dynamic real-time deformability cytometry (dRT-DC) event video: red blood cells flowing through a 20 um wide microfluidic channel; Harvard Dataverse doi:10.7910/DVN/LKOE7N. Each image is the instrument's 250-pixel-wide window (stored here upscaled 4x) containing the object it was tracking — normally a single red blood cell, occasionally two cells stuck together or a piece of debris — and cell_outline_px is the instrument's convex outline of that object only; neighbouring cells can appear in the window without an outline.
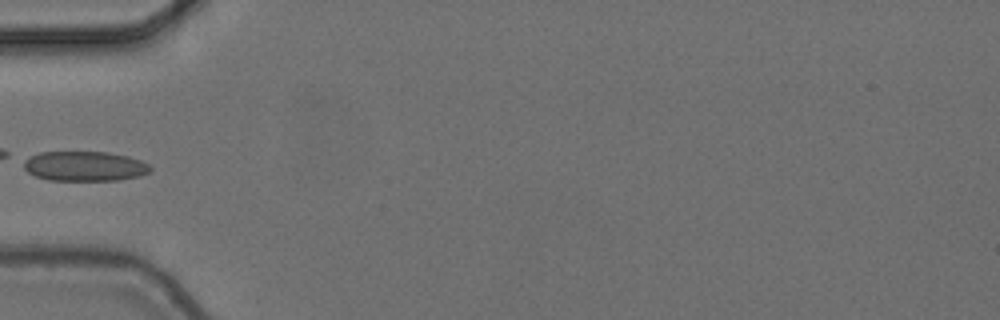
{"species": "common noctule bat (a hibernating species)", "species_latin": "Nyctalus noctula", "temperature_condition": "cold", "stored_images_in_passage": 4, "camera_frame_rate_fps": 3000, "um_per_image_px": 0.085, "animal": {"sex": "female", "body_mass_g": 24.6, "forearm_length_mm": 56.2}, "frame": {"image": 1, "passage_image": 4, "time_ms": 1.0, "image_size_px": [1000, 320], "cell_outline_px": [[152, 168], [148, 172], [140, 176], [116, 180], [48, 180], [36, 176], [28, 172], [24, 168], [24, 160], [28, 156], [40, 152], [108, 152], [128, 156], [140, 160], [148, 164]], "centroid_in_image_um": [7.18, 14.12], "position_along_channel_um": 77.8, "area_um2": 21.96}}